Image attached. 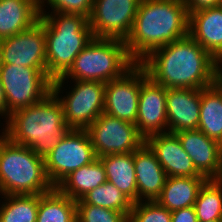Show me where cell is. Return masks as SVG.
I'll return each mask as SVG.
<instances>
[{"instance_id": "obj_8", "label": "cell", "mask_w": 222, "mask_h": 222, "mask_svg": "<svg viewBox=\"0 0 222 222\" xmlns=\"http://www.w3.org/2000/svg\"><path fill=\"white\" fill-rule=\"evenodd\" d=\"M0 80L7 102V119L13 112L42 101L52 81L40 70L16 64H0Z\"/></svg>"}, {"instance_id": "obj_35", "label": "cell", "mask_w": 222, "mask_h": 222, "mask_svg": "<svg viewBox=\"0 0 222 222\" xmlns=\"http://www.w3.org/2000/svg\"><path fill=\"white\" fill-rule=\"evenodd\" d=\"M0 116L5 117V119L7 120V102L1 80H0Z\"/></svg>"}, {"instance_id": "obj_4", "label": "cell", "mask_w": 222, "mask_h": 222, "mask_svg": "<svg viewBox=\"0 0 222 222\" xmlns=\"http://www.w3.org/2000/svg\"><path fill=\"white\" fill-rule=\"evenodd\" d=\"M40 20L45 30L47 74L54 80L69 70L94 36L88 17L81 14L40 9Z\"/></svg>"}, {"instance_id": "obj_34", "label": "cell", "mask_w": 222, "mask_h": 222, "mask_svg": "<svg viewBox=\"0 0 222 222\" xmlns=\"http://www.w3.org/2000/svg\"><path fill=\"white\" fill-rule=\"evenodd\" d=\"M222 57L215 60L214 84L222 90Z\"/></svg>"}, {"instance_id": "obj_25", "label": "cell", "mask_w": 222, "mask_h": 222, "mask_svg": "<svg viewBox=\"0 0 222 222\" xmlns=\"http://www.w3.org/2000/svg\"><path fill=\"white\" fill-rule=\"evenodd\" d=\"M36 222H77L76 201L56 187L39 194Z\"/></svg>"}, {"instance_id": "obj_16", "label": "cell", "mask_w": 222, "mask_h": 222, "mask_svg": "<svg viewBox=\"0 0 222 222\" xmlns=\"http://www.w3.org/2000/svg\"><path fill=\"white\" fill-rule=\"evenodd\" d=\"M145 143L155 153L167 177H204L197 172L175 134H153L145 139Z\"/></svg>"}, {"instance_id": "obj_26", "label": "cell", "mask_w": 222, "mask_h": 222, "mask_svg": "<svg viewBox=\"0 0 222 222\" xmlns=\"http://www.w3.org/2000/svg\"><path fill=\"white\" fill-rule=\"evenodd\" d=\"M1 196L0 222H36L39 194Z\"/></svg>"}, {"instance_id": "obj_12", "label": "cell", "mask_w": 222, "mask_h": 222, "mask_svg": "<svg viewBox=\"0 0 222 222\" xmlns=\"http://www.w3.org/2000/svg\"><path fill=\"white\" fill-rule=\"evenodd\" d=\"M0 64L37 68L53 81L47 74L45 30L40 19L32 27L0 40Z\"/></svg>"}, {"instance_id": "obj_1", "label": "cell", "mask_w": 222, "mask_h": 222, "mask_svg": "<svg viewBox=\"0 0 222 222\" xmlns=\"http://www.w3.org/2000/svg\"><path fill=\"white\" fill-rule=\"evenodd\" d=\"M215 60L188 34L153 50L140 64L166 89H203L214 84Z\"/></svg>"}, {"instance_id": "obj_29", "label": "cell", "mask_w": 222, "mask_h": 222, "mask_svg": "<svg viewBox=\"0 0 222 222\" xmlns=\"http://www.w3.org/2000/svg\"><path fill=\"white\" fill-rule=\"evenodd\" d=\"M77 222H128V217L119 211L76 201Z\"/></svg>"}, {"instance_id": "obj_5", "label": "cell", "mask_w": 222, "mask_h": 222, "mask_svg": "<svg viewBox=\"0 0 222 222\" xmlns=\"http://www.w3.org/2000/svg\"><path fill=\"white\" fill-rule=\"evenodd\" d=\"M53 188L44 158L31 148L15 144L0 135V193L2 195L43 194Z\"/></svg>"}, {"instance_id": "obj_19", "label": "cell", "mask_w": 222, "mask_h": 222, "mask_svg": "<svg viewBox=\"0 0 222 222\" xmlns=\"http://www.w3.org/2000/svg\"><path fill=\"white\" fill-rule=\"evenodd\" d=\"M188 14V34L215 59L222 57V8H207Z\"/></svg>"}, {"instance_id": "obj_24", "label": "cell", "mask_w": 222, "mask_h": 222, "mask_svg": "<svg viewBox=\"0 0 222 222\" xmlns=\"http://www.w3.org/2000/svg\"><path fill=\"white\" fill-rule=\"evenodd\" d=\"M198 130L222 145V90L215 84L201 89Z\"/></svg>"}, {"instance_id": "obj_17", "label": "cell", "mask_w": 222, "mask_h": 222, "mask_svg": "<svg viewBox=\"0 0 222 222\" xmlns=\"http://www.w3.org/2000/svg\"><path fill=\"white\" fill-rule=\"evenodd\" d=\"M201 89H167L168 133L196 130L199 125Z\"/></svg>"}, {"instance_id": "obj_9", "label": "cell", "mask_w": 222, "mask_h": 222, "mask_svg": "<svg viewBox=\"0 0 222 222\" xmlns=\"http://www.w3.org/2000/svg\"><path fill=\"white\" fill-rule=\"evenodd\" d=\"M97 156L86 130L70 129L44 158L46 176L53 187Z\"/></svg>"}, {"instance_id": "obj_36", "label": "cell", "mask_w": 222, "mask_h": 222, "mask_svg": "<svg viewBox=\"0 0 222 222\" xmlns=\"http://www.w3.org/2000/svg\"><path fill=\"white\" fill-rule=\"evenodd\" d=\"M209 222H222V220H213V221H209Z\"/></svg>"}, {"instance_id": "obj_21", "label": "cell", "mask_w": 222, "mask_h": 222, "mask_svg": "<svg viewBox=\"0 0 222 222\" xmlns=\"http://www.w3.org/2000/svg\"><path fill=\"white\" fill-rule=\"evenodd\" d=\"M205 177H167L162 193L156 200L170 212L192 207Z\"/></svg>"}, {"instance_id": "obj_20", "label": "cell", "mask_w": 222, "mask_h": 222, "mask_svg": "<svg viewBox=\"0 0 222 222\" xmlns=\"http://www.w3.org/2000/svg\"><path fill=\"white\" fill-rule=\"evenodd\" d=\"M39 19V0H0V40L32 27Z\"/></svg>"}, {"instance_id": "obj_3", "label": "cell", "mask_w": 222, "mask_h": 222, "mask_svg": "<svg viewBox=\"0 0 222 222\" xmlns=\"http://www.w3.org/2000/svg\"><path fill=\"white\" fill-rule=\"evenodd\" d=\"M5 122L4 136L42 158L70 131L61 103L52 92L42 101L13 112Z\"/></svg>"}, {"instance_id": "obj_28", "label": "cell", "mask_w": 222, "mask_h": 222, "mask_svg": "<svg viewBox=\"0 0 222 222\" xmlns=\"http://www.w3.org/2000/svg\"><path fill=\"white\" fill-rule=\"evenodd\" d=\"M81 200L86 204L123 212L127 217L134 205L129 197L108 181L92 189Z\"/></svg>"}, {"instance_id": "obj_27", "label": "cell", "mask_w": 222, "mask_h": 222, "mask_svg": "<svg viewBox=\"0 0 222 222\" xmlns=\"http://www.w3.org/2000/svg\"><path fill=\"white\" fill-rule=\"evenodd\" d=\"M198 222L222 220V179H207L194 204Z\"/></svg>"}, {"instance_id": "obj_11", "label": "cell", "mask_w": 222, "mask_h": 222, "mask_svg": "<svg viewBox=\"0 0 222 222\" xmlns=\"http://www.w3.org/2000/svg\"><path fill=\"white\" fill-rule=\"evenodd\" d=\"M141 0H94L89 26L94 38L126 41Z\"/></svg>"}, {"instance_id": "obj_6", "label": "cell", "mask_w": 222, "mask_h": 222, "mask_svg": "<svg viewBox=\"0 0 222 222\" xmlns=\"http://www.w3.org/2000/svg\"><path fill=\"white\" fill-rule=\"evenodd\" d=\"M136 62L130 57L125 41L119 39L93 38L78 54L73 65L54 80H88L106 83L120 78Z\"/></svg>"}, {"instance_id": "obj_30", "label": "cell", "mask_w": 222, "mask_h": 222, "mask_svg": "<svg viewBox=\"0 0 222 222\" xmlns=\"http://www.w3.org/2000/svg\"><path fill=\"white\" fill-rule=\"evenodd\" d=\"M128 222H171V212L157 201L136 202Z\"/></svg>"}, {"instance_id": "obj_32", "label": "cell", "mask_w": 222, "mask_h": 222, "mask_svg": "<svg viewBox=\"0 0 222 222\" xmlns=\"http://www.w3.org/2000/svg\"><path fill=\"white\" fill-rule=\"evenodd\" d=\"M171 222H198L194 206L172 211Z\"/></svg>"}, {"instance_id": "obj_7", "label": "cell", "mask_w": 222, "mask_h": 222, "mask_svg": "<svg viewBox=\"0 0 222 222\" xmlns=\"http://www.w3.org/2000/svg\"><path fill=\"white\" fill-rule=\"evenodd\" d=\"M75 84L66 96H59L65 80H53L51 92L60 101L64 119L70 129L86 130L103 112L105 83L74 80Z\"/></svg>"}, {"instance_id": "obj_18", "label": "cell", "mask_w": 222, "mask_h": 222, "mask_svg": "<svg viewBox=\"0 0 222 222\" xmlns=\"http://www.w3.org/2000/svg\"><path fill=\"white\" fill-rule=\"evenodd\" d=\"M137 184V202L156 201L167 179L155 153L144 143L133 152Z\"/></svg>"}, {"instance_id": "obj_13", "label": "cell", "mask_w": 222, "mask_h": 222, "mask_svg": "<svg viewBox=\"0 0 222 222\" xmlns=\"http://www.w3.org/2000/svg\"><path fill=\"white\" fill-rule=\"evenodd\" d=\"M166 96L167 89L155 83L141 65V88L135 125L145 139L153 134L168 132Z\"/></svg>"}, {"instance_id": "obj_2", "label": "cell", "mask_w": 222, "mask_h": 222, "mask_svg": "<svg viewBox=\"0 0 222 222\" xmlns=\"http://www.w3.org/2000/svg\"><path fill=\"white\" fill-rule=\"evenodd\" d=\"M189 14L183 0H141L125 41L130 57L140 63L153 50L188 35Z\"/></svg>"}, {"instance_id": "obj_33", "label": "cell", "mask_w": 222, "mask_h": 222, "mask_svg": "<svg viewBox=\"0 0 222 222\" xmlns=\"http://www.w3.org/2000/svg\"><path fill=\"white\" fill-rule=\"evenodd\" d=\"M188 13L207 8L219 7L222 0H183Z\"/></svg>"}, {"instance_id": "obj_31", "label": "cell", "mask_w": 222, "mask_h": 222, "mask_svg": "<svg viewBox=\"0 0 222 222\" xmlns=\"http://www.w3.org/2000/svg\"><path fill=\"white\" fill-rule=\"evenodd\" d=\"M40 9H44L45 3L52 9L51 12L81 14L90 17L94 0H39ZM46 1V2H45Z\"/></svg>"}, {"instance_id": "obj_23", "label": "cell", "mask_w": 222, "mask_h": 222, "mask_svg": "<svg viewBox=\"0 0 222 222\" xmlns=\"http://www.w3.org/2000/svg\"><path fill=\"white\" fill-rule=\"evenodd\" d=\"M99 159L105 168L107 181L136 203L137 184L133 152L107 155Z\"/></svg>"}, {"instance_id": "obj_10", "label": "cell", "mask_w": 222, "mask_h": 222, "mask_svg": "<svg viewBox=\"0 0 222 222\" xmlns=\"http://www.w3.org/2000/svg\"><path fill=\"white\" fill-rule=\"evenodd\" d=\"M97 158L107 155L132 153L145 138L135 124L102 113L87 129Z\"/></svg>"}, {"instance_id": "obj_22", "label": "cell", "mask_w": 222, "mask_h": 222, "mask_svg": "<svg viewBox=\"0 0 222 222\" xmlns=\"http://www.w3.org/2000/svg\"><path fill=\"white\" fill-rule=\"evenodd\" d=\"M107 181L102 161L97 158L92 163L82 166L65 177L56 188L71 199L77 201L92 189Z\"/></svg>"}, {"instance_id": "obj_15", "label": "cell", "mask_w": 222, "mask_h": 222, "mask_svg": "<svg viewBox=\"0 0 222 222\" xmlns=\"http://www.w3.org/2000/svg\"><path fill=\"white\" fill-rule=\"evenodd\" d=\"M186 153L191 157L197 172L206 179H222V145L200 130H183L174 133Z\"/></svg>"}, {"instance_id": "obj_14", "label": "cell", "mask_w": 222, "mask_h": 222, "mask_svg": "<svg viewBox=\"0 0 222 222\" xmlns=\"http://www.w3.org/2000/svg\"><path fill=\"white\" fill-rule=\"evenodd\" d=\"M141 88V64L136 63L120 78L105 83L104 113L136 124Z\"/></svg>"}]
</instances>
